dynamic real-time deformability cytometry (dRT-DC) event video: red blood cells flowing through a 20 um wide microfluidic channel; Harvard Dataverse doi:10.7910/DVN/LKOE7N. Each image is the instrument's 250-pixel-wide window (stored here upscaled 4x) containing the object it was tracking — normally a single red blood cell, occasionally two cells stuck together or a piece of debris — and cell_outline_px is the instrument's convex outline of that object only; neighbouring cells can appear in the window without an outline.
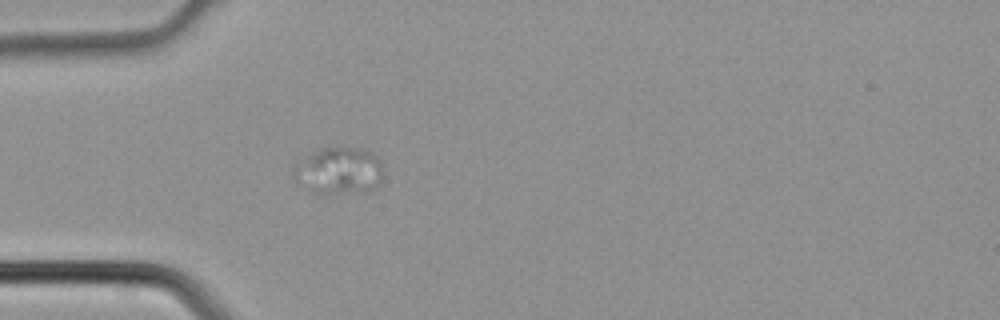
{"species": "common noctule bat (a hibernating species)", "species_latin": "Nyctalus noctula", "temperature_condition": "cold", "stored_images_in_passage": 4, "camera_frame_rate_fps": 3000, "um_per_image_px": 0.085, "animal": {"sex": "male", "body_mass_g": 21.5, "forearm_length_mm": 52.0}, "frame": {"image": 1, "passage_image": 4, "time_ms": 1.0, "image_size_px": [1000, 320], "cell_outline_px": [[384, 172], [380, 180], [372, 192], [316, 192], [296, 180], [292, 176], [292, 168], [312, 152], [336, 144], [360, 148], [372, 152], [380, 160]], "centroid_in_image_um": [28.87, 14.46], "position_along_channel_um": 56.1, "area_um2": 24.62}}